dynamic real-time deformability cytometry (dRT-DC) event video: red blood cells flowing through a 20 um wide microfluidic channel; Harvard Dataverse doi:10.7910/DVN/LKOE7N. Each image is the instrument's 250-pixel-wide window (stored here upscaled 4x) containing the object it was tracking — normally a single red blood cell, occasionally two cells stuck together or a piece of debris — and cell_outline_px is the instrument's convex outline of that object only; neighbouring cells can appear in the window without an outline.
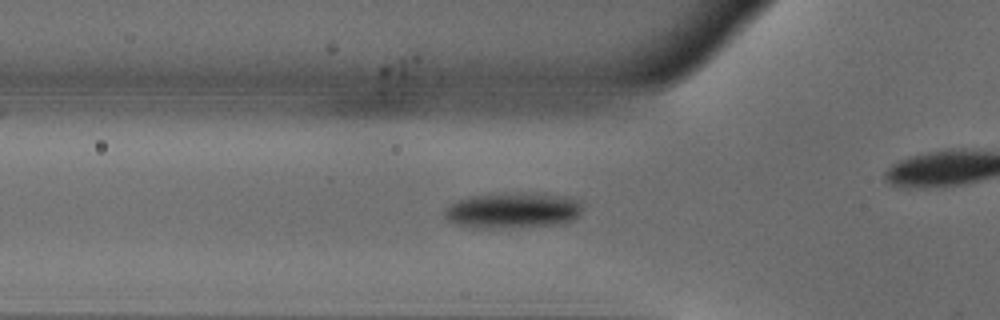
{"species": "common noctule bat (a hibernating species)", "species_latin": "Nyctalus noctula", "temperature_condition": "warm", "stored_images_in_passage": 34, "camera_frame_rate_fps": 3000, "um_per_image_px": 0.085, "animal": {"sex": "male", "body_mass_g": 18.8}, "frame": {"image": 1, "passage_image": 10, "time_ms": 3.0, "image_size_px": [1000, 320], "cell_outline_px": [[580, 212], [572, 220], [556, 224], [500, 228], [472, 228], [456, 224], [448, 220], [444, 216], [444, 208], [448, 204], [456, 200], [468, 196], [504, 192], [520, 192], [564, 196], [580, 200]], "centroid_in_image_um": [43.49, 17.86], "position_along_channel_um": 82.3, "area_um2": 28.96}}
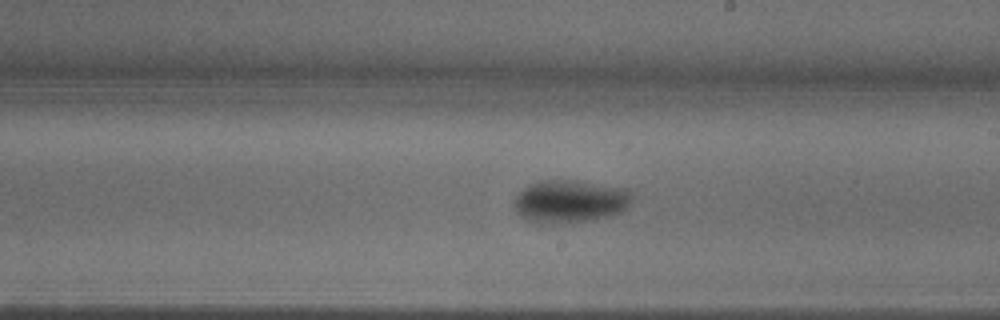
{"frame": {"image": 2, "passage_image": 22, "time_ms": 7.0, "image_size_px": [1000, 320], "cell_outline_px": [[632, 200], [620, 212], [608, 216], [568, 224], [528, 220], [520, 216], [516, 212], [512, 204], [516, 196], [528, 184], [540, 180], [572, 180], [628, 188], [632, 192]], "centroid_in_image_um": [48.44, 17.1], "position_along_channel_um": 240.6, "area_um2": 29.36}}
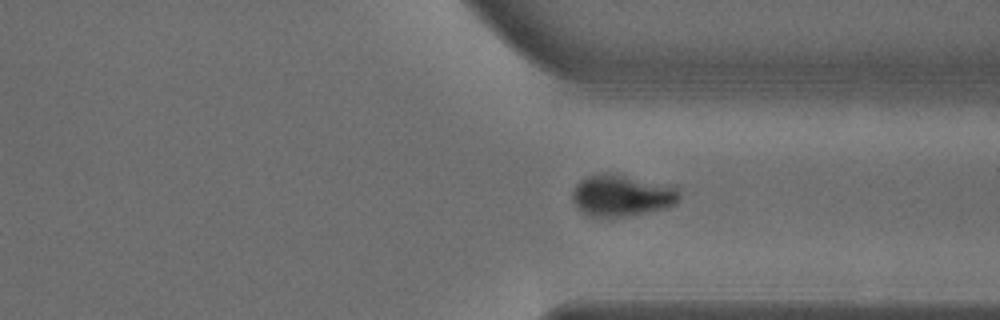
{"frame": {"image": 3, "passage_image": 31, "time_ms": 10.0, "image_size_px": [1000, 320], "cell_outline_px": [[680, 200], [676, 204], [664, 208], [632, 216], [592, 216], [584, 212], [572, 200], [572, 188], [580, 180], [588, 176], [604, 172], [616, 172], [676, 184], [680, 192]], "centroid_in_image_um": [52.95, 16.55], "position_along_channel_um": 358.5, "area_um2": 26.82}}